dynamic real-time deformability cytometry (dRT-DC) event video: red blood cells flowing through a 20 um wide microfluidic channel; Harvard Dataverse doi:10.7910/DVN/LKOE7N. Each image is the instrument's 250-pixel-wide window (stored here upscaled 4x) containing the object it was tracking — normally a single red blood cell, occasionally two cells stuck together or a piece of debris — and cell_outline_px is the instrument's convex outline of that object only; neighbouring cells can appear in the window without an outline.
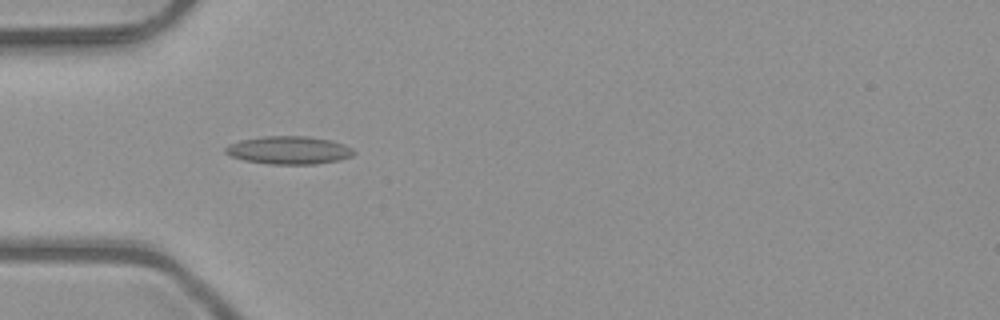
{"species": "common noctule bat (a hibernating species)", "species_latin": "Nyctalus noctula", "temperature_condition": "room temperature", "stored_images_in_passage": 5, "camera_frame_rate_fps": 3000, "um_per_image_px": 0.085, "animal": {"sex": "male", "body_mass_g": 23.1, "forearm_length_mm": 52.7}, "frame": {"image": 1, "passage_image": 4, "time_ms": 1.0, "image_size_px": [1000, 320], "cell_outline_px": [[356, 152], [352, 156], [340, 160], [316, 164], [268, 164], [244, 160], [232, 156], [224, 152], [224, 148], [228, 144], [240, 140], [264, 136], [308, 136], [332, 140], [344, 144], [352, 148]], "centroid_in_image_um": [24.57, 12.76], "position_along_channel_um": 60.4, "area_um2": 21.1}}
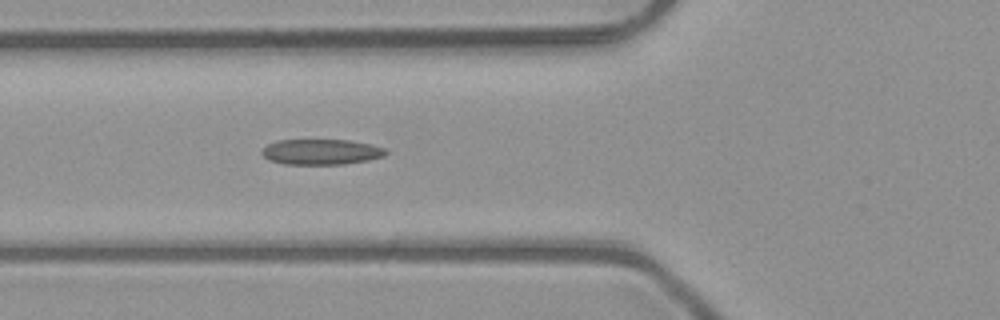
{"frame": {"image": 2, "passage_image": 5, "time_ms": 1.333, "image_size_px": [1000, 320], "cell_outline_px": [[388, 152], [384, 156], [368, 160], [344, 164], [284, 164], [268, 160], [260, 152], [268, 144], [276, 140], [348, 140], [372, 144], [384, 148]], "centroid_in_image_um": [27.29, 12.91], "position_along_channel_um": 98.5, "area_um2": 18.44}}